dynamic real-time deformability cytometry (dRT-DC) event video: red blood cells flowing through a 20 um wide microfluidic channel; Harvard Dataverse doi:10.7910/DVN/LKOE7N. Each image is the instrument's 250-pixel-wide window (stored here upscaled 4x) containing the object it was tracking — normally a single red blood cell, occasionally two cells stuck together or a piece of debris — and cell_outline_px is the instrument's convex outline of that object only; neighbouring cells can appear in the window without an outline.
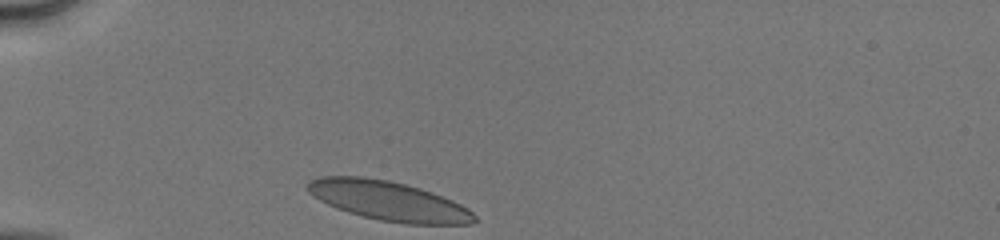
{"species": "human", "species_latin": "Homo sapiens", "temperature_condition": "cold", "stored_images_in_passage": 28, "camera_frame_rate_fps": 3000, "um_per_image_px": 0.085, "donor": {"sex": "male"}, "frame": {"image": 1, "passage_image": 1, "time_ms": 0.0, "image_size_px": [1000, 240], "cell_outline_px": [[476, 220], [468, 224], [404, 224], [380, 220], [348, 212], [336, 208], [320, 200], [308, 192], [304, 188], [308, 180], [320, 176], [364, 176], [388, 180], [420, 188], [432, 192], [452, 200], [468, 208], [476, 216]], "centroid_in_image_um": [32.99, 17.06], "position_along_channel_um": 52.0, "area_um2": 38.38}}
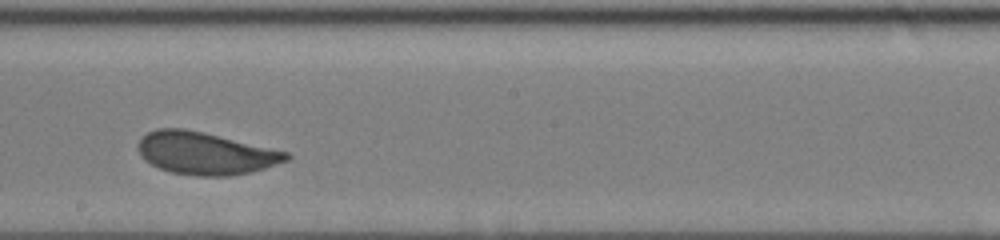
{"frame": {"image": 2, "passage_image": 16, "time_ms": 5.0, "image_size_px": [1000, 240], "cell_outline_px": [[292, 156], [288, 160], [252, 172], [232, 176], [196, 176], [172, 172], [160, 168], [144, 160], [140, 156], [136, 148], [136, 144], [140, 136], [156, 128], [184, 128], [204, 132], [288, 152]], "centroid_in_image_um": [17.41, 13.02], "position_along_channel_um": 230.8, "area_um2": 36.88}}
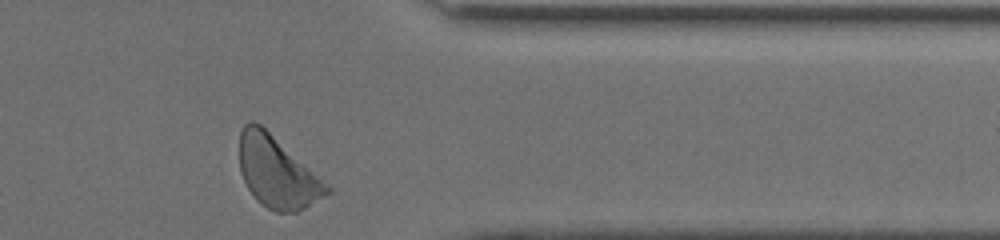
{"frame": {"image": 3, "passage_image": 28, "time_ms": 9.0, "image_size_px": [1000, 240], "cell_outline_px": [[332, 192], [304, 208], [296, 212], [276, 212], [260, 204], [256, 200], [248, 188], [240, 172], [240, 132], [244, 124], [252, 120], [260, 124], [332, 188]], "centroid_in_image_um": [23.54, 14.66], "position_along_channel_um": 387.9, "area_um2": 35.78}, "authors_computed_cell_mechanics": {"area_um2": 36.2406, "velocity_mm_per_s": 4.0852, "shape_relaxation_time_tau1_ms": 2.5829, "shape_relaxation_time_tau2_ms": null, "deformation_change_tau1": 0.1158, "deformation_change_tau2": null}}